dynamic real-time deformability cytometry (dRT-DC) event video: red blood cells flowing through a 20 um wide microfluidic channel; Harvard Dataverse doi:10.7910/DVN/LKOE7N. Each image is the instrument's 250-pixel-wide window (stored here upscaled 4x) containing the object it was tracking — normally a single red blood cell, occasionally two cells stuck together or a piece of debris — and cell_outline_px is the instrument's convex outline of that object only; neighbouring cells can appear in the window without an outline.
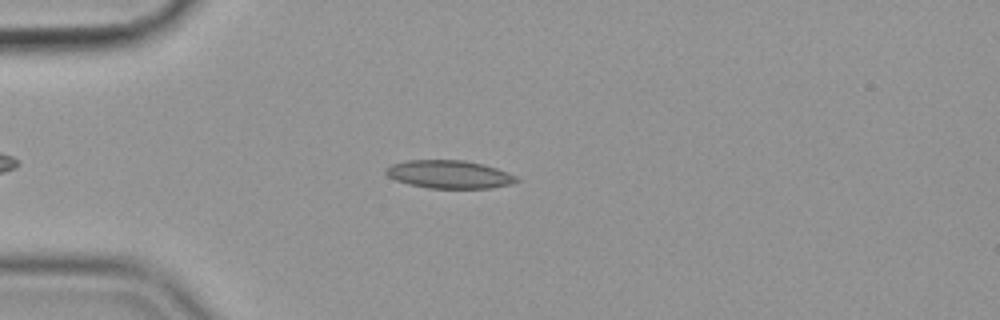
{"species": "common noctule bat (a hibernating species)", "species_latin": "Nyctalus noctula", "temperature_condition": "cold", "stored_images_in_passage": 52, "camera_frame_rate_fps": 3000, "um_per_image_px": 0.085, "animal": {"sex": "female", "body_mass_g": 19.9}, "frame": {"image": 1, "passage_image": 11, "time_ms": 3.333, "image_size_px": [1000, 320], "cell_outline_px": [[520, 180], [512, 184], [492, 188], [428, 188], [408, 184], [396, 180], [388, 176], [384, 172], [384, 168], [392, 164], [408, 160], [464, 160], [484, 164], [508, 172], [516, 176]], "centroid_in_image_um": [38.19, 14.82], "position_along_channel_um": 46.8, "area_um2": 21.5}}
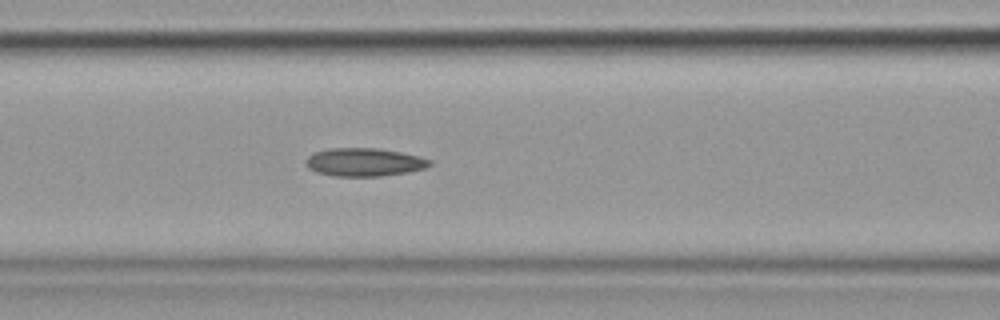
{"frame": {"image": 2, "passage_image": 20, "time_ms": 6.333, "image_size_px": [1000, 320], "cell_outline_px": [[432, 164], [424, 168], [408, 172], [380, 176], [332, 176], [316, 172], [308, 168], [304, 160], [312, 152], [332, 148], [376, 148], [400, 152], [432, 160]], "centroid_in_image_um": [30.91, 13.78], "position_along_channel_um": 135.7, "area_um2": 20.35}}
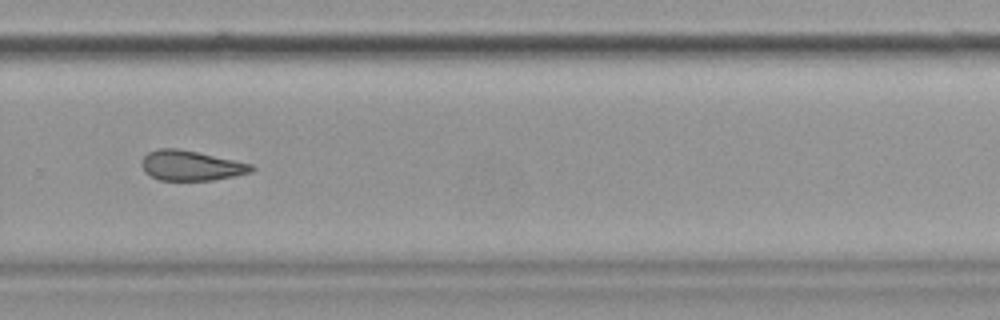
{"frame": {"image": 3, "passage_image": 35, "time_ms": 11.333, "image_size_px": [1000, 320], "cell_outline_px": [[256, 168], [252, 172], [212, 180], [160, 180], [144, 172], [140, 164], [140, 160], [148, 152], [160, 148], [176, 148], [196, 152], [252, 164]], "centroid_in_image_um": [16.19, 14.07], "position_along_channel_um": 313.6, "area_um2": 19.07}, "authors_computed_cell_mechanics": {"area_um2": 20.23, "velocity_mm_per_s": 3.5671, "shape_relaxation_time_tau1_ms": null, "shape_relaxation_time_tau2_ms": 5.5898, "deformation_change_tau1": null, "deformation_change_tau2": 0.1431}}